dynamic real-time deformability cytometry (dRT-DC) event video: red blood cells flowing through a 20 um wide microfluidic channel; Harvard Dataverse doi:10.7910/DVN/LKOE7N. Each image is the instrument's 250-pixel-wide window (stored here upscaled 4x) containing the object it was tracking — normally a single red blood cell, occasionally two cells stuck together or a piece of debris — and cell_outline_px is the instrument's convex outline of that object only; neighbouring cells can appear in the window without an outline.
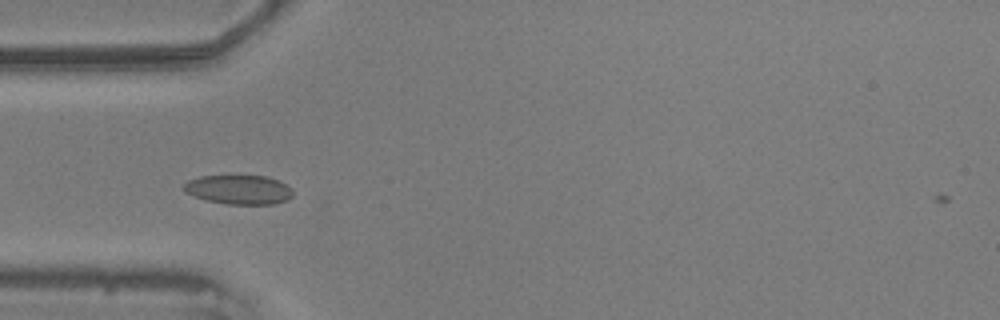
{"species": "common noctule bat (a hibernating species)", "species_latin": "Nyctalus noctula", "temperature_condition": "warm", "stored_images_in_passage": 34, "camera_frame_rate_fps": 3000, "um_per_image_px": 0.085, "animal": {"sex": "male", "body_mass_g": 20.5, "forearm_length_mm": 52.5}, "frame": {"image": 1, "passage_image": 1, "time_ms": 0.0, "image_size_px": [1000, 320], "cell_outline_px": [[292, 196], [288, 200], [272, 204], [228, 204], [208, 200], [184, 192], [184, 184], [188, 180], [200, 176], [264, 176], [276, 180], [292, 188]], "centroid_in_image_um": [20.3, 16.12], "position_along_channel_um": 64.7, "area_um2": 18.32}}
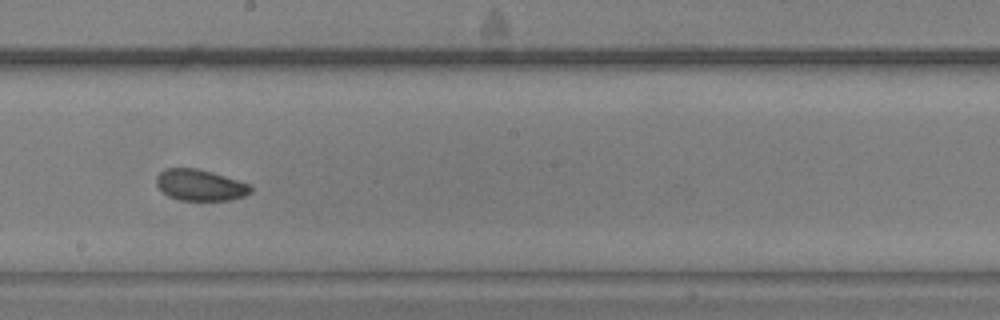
{"frame": {"image": 2, "passage_image": 15, "time_ms": 4.667, "image_size_px": [1000, 320], "cell_outline_px": [[252, 192], [244, 196], [232, 200], [176, 200], [168, 196], [156, 184], [156, 176], [164, 168], [196, 168], [212, 172], [252, 184]], "centroid_in_image_um": [17.03, 15.73], "position_along_channel_um": 231.2, "area_um2": 17.34}}
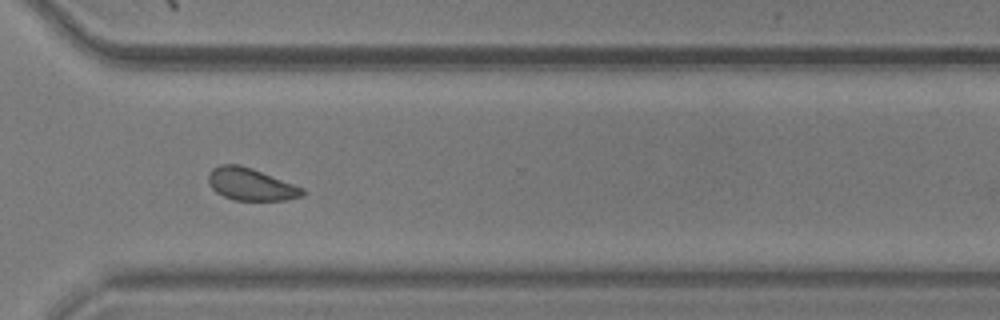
{"frame": {"image": 3, "passage_image": 25, "time_ms": 8.0, "image_size_px": [1000, 320], "cell_outline_px": [[304, 196], [284, 200], [232, 200], [216, 192], [208, 184], [208, 172], [212, 168], [220, 164], [240, 164], [252, 168], [304, 188]], "centroid_in_image_um": [21.29, 15.66], "position_along_channel_um": 349.3, "area_um2": 17.8}, "authors_computed_cell_mechanics": {"area_um2": 17.629, "velocity_mm_per_s": 3.5508, "shape_relaxation_time_tau1_ms": 3.0573, "shape_relaxation_time_tau2_ms": 4.5355, "deformation_change_tau1": 0.0587, "deformation_change_tau2": 0.0849}}